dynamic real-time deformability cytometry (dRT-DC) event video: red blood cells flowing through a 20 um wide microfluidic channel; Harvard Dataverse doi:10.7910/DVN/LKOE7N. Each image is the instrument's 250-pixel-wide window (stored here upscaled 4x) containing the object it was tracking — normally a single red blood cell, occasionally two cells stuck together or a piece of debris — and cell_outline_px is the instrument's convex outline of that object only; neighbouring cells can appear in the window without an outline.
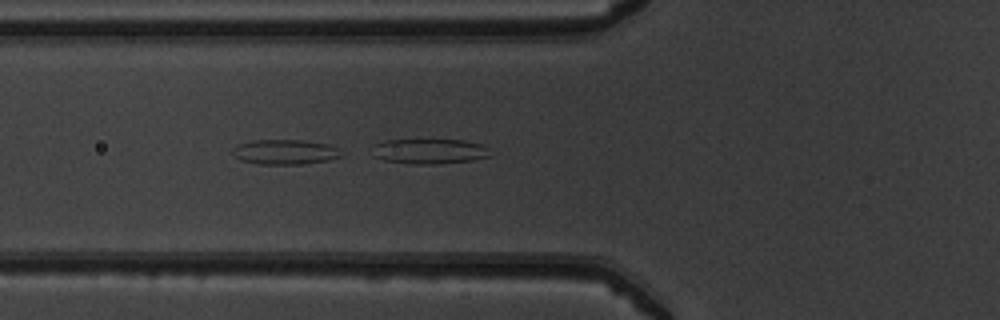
{"species": "common noctule bat (a hibernating species)", "species_latin": "Nyctalus noctula", "temperature_condition": "warm", "stored_images_in_passage": 51, "camera_frame_rate_fps": 3000, "um_per_image_px": 0.085, "animal": {"sex": "male", "body_mass_g": 19.5, "forearm_length_mm": 54.6}, "frame": {"image": 1, "passage_image": 20, "time_ms": 6.333, "image_size_px": [1000, 320], "cell_outline_px": [[492, 156], [472, 160], [440, 164], [416, 164], [384, 160], [372, 156], [376, 144], [388, 140], [464, 140], [484, 144], [488, 148]], "centroid_in_image_um": [36.58, 12.86], "position_along_channel_um": 89.2, "area_um2": 17.22}}
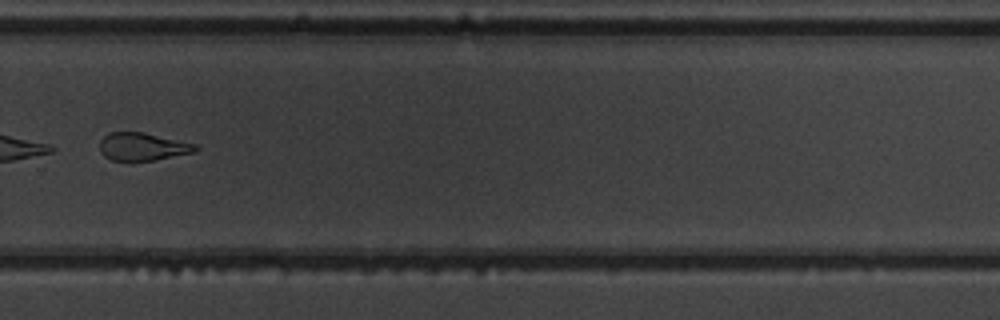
{"frame": {"image": 2, "passage_image": 37, "time_ms": 12.0, "image_size_px": [1000, 320], "cell_outline_px": [[200, 148], [196, 152], [156, 160], [112, 160], [104, 156], [100, 152], [100, 140], [108, 132], [144, 132], [196, 144]], "centroid_in_image_um": [12.14, 12.46], "position_along_channel_um": 317.7, "area_um2": 15.61}}
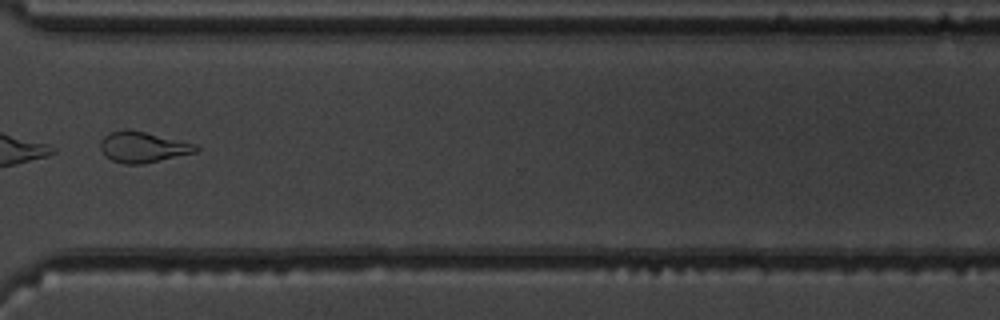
{"frame": {"image": 3, "passage_image": 40, "time_ms": 13.0, "image_size_px": [1000, 320], "cell_outline_px": [[200, 148], [196, 152], [144, 164], [124, 164], [112, 160], [104, 156], [100, 148], [100, 140], [108, 132], [124, 128], [128, 128], [196, 144]], "centroid_in_image_um": [12.1, 12.49], "position_along_channel_um": 358.5, "area_um2": 17.34}}